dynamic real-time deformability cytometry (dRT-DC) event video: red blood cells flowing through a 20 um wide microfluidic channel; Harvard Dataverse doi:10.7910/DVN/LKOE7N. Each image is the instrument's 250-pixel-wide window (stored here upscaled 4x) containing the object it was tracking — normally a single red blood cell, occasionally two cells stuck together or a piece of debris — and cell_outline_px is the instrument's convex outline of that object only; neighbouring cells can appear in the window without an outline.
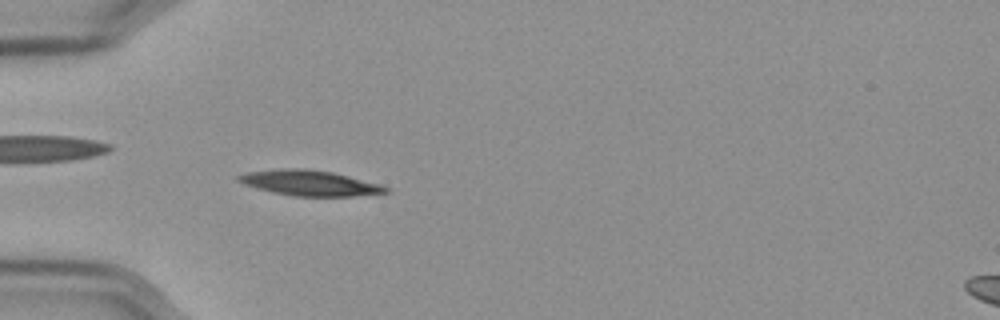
{"species": "Egyptian fruit bat (a non-hibernating species)", "species_latin": "Rousettus aegyptiacus", "temperature_condition": "cold", "stored_images_in_passage": 56, "camera_frame_rate_fps": 3000, "um_per_image_px": 0.085, "frame": {"image": 1, "passage_image": 17, "time_ms": 5.333, "image_size_px": [1000, 320], "cell_outline_px": [[388, 192], [352, 196], [292, 196], [272, 192], [244, 184], [236, 180], [236, 176], [248, 172], [280, 168], [304, 168], [332, 172], [380, 184], [388, 188]], "centroid_in_image_um": [26.28, 15.55], "position_along_channel_um": 58.7, "area_um2": 21.62}}
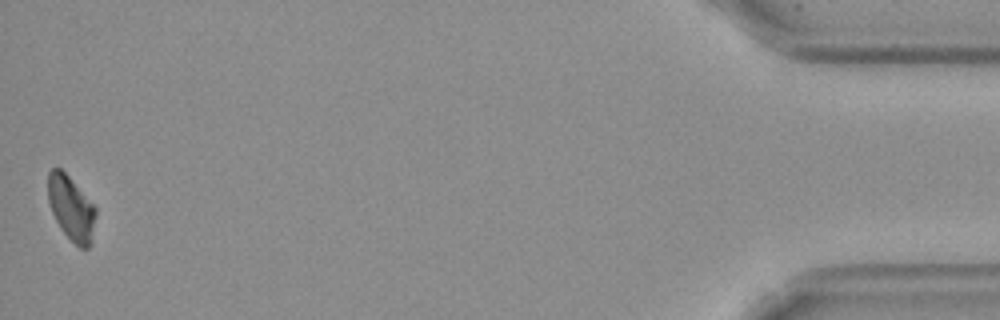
{"frame": {"image": 2, "passage_image": 56, "time_ms": 18.333, "image_size_px": [1000, 320], "cell_outline_px": [[96, 216], [92, 240], [88, 248], [80, 248], [60, 228], [52, 212], [48, 200], [48, 172], [52, 168], [60, 168], [68, 176], [96, 208]], "centroid_in_image_um": [6.05, 17.7], "position_along_channel_um": 429.2, "area_um2": 17.63}, "authors_computed_cell_mechanics": {"area_um2": 20.4034, "velocity_mm_per_s": 3.5677, "shape_relaxation_time_tau1_ms": 4.3265, "shape_relaxation_time_tau2_ms": null, "deformation_change_tau1": 0.1287, "deformation_change_tau2": null}}